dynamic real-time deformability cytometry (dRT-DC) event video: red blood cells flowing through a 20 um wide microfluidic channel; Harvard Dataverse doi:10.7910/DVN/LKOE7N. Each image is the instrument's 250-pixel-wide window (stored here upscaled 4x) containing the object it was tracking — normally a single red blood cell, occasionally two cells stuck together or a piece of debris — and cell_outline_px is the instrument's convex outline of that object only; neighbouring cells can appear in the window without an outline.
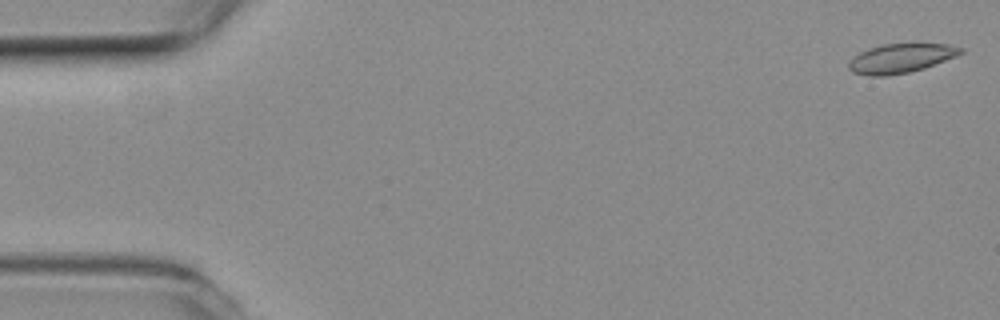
{"species": "common noctule bat (a hibernating species)", "species_latin": "Nyctalus noctula", "temperature_condition": "room temperature", "stored_images_in_passage": 7, "camera_frame_rate_fps": 3000, "um_per_image_px": 0.085, "animal": {"sex": "female", "body_mass_g": 19.3, "forearm_length_mm": 54.1}, "frame": {"image": 1, "passage_image": 1, "time_ms": 0.0, "image_size_px": [1000, 320], "cell_outline_px": [[964, 52], [956, 56], [924, 68], [908, 72], [888, 76], [868, 76], [852, 72], [848, 68], [848, 60], [860, 52], [868, 48], [884, 44], [948, 44], [964, 48]], "centroid_in_image_um": [76.54, 4.96], "position_along_channel_um": 8.5, "area_um2": 19.07}}